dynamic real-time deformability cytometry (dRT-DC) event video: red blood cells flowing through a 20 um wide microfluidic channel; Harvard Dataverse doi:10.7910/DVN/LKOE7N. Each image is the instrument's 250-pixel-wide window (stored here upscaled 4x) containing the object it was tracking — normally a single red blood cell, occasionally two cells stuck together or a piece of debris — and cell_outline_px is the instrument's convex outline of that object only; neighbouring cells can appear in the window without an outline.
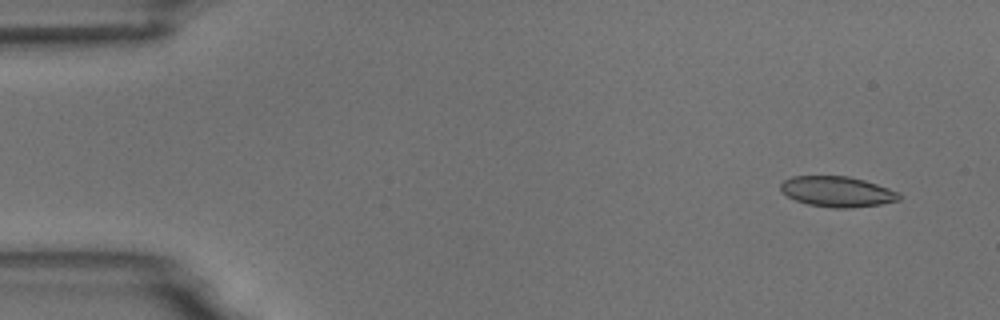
{"species": "common noctule bat (a hibernating species)", "species_latin": "Nyctalus noctula", "temperature_condition": "room temperature", "stored_images_in_passage": 5, "camera_frame_rate_fps": 3000, "um_per_image_px": 0.085, "animal": {"sex": "male", "body_mass_g": 18.8}, "frame": {"image": 1, "passage_image": 1, "time_ms": 0.0, "image_size_px": [1000, 320], "cell_outline_px": [[900, 200], [880, 204], [848, 208], [832, 208], [808, 204], [796, 200], [788, 196], [780, 188], [780, 184], [784, 180], [792, 176], [848, 176], [864, 180], [900, 192]], "centroid_in_image_um": [71.17, 16.28], "position_along_channel_um": 13.8, "area_um2": 20.92}}